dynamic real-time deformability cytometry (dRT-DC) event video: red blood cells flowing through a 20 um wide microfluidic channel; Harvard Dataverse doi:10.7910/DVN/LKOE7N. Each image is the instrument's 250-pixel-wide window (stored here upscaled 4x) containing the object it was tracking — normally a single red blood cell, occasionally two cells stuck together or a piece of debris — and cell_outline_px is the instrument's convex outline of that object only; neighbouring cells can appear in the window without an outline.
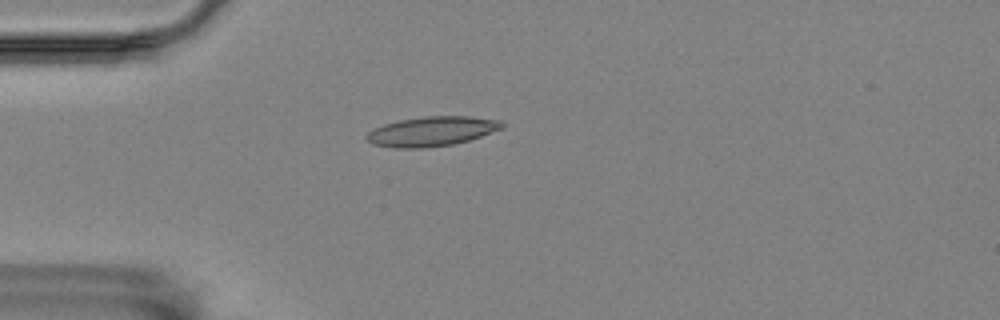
{"species": "Egyptian fruit bat (a non-hibernating species)", "species_latin": "Rousettus aegyptiacus", "temperature_condition": "room temperature", "stored_images_in_passage": 56, "camera_frame_rate_fps": 3000, "um_per_image_px": 0.085, "animal": {"sex": "female"}, "frame": {"image": 1, "passage_image": 15, "time_ms": 4.667, "image_size_px": [1000, 320], "cell_outline_px": [[504, 128], [468, 140], [452, 144], [420, 148], [396, 148], [372, 144], [364, 136], [372, 128], [384, 124], [400, 120], [424, 116], [472, 116], [504, 120]], "centroid_in_image_um": [36.71, 11.15], "position_along_channel_um": 48.3, "area_um2": 23.47}}
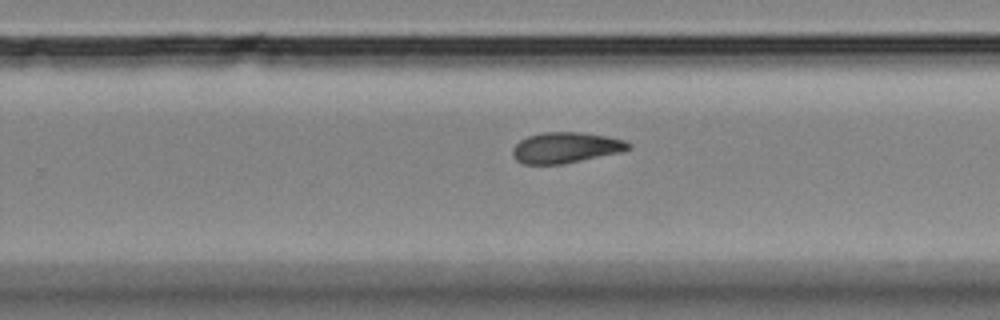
{"frame": {"image": 2, "passage_image": 36, "time_ms": 11.667, "image_size_px": [1000, 320], "cell_outline_px": [[632, 148], [620, 152], [564, 164], [524, 164], [516, 160], [512, 156], [512, 148], [520, 140], [528, 136], [540, 132], [580, 132], [608, 136], [624, 140], [632, 144]], "centroid_in_image_um": [48.08, 12.54], "position_along_channel_um": 281.7, "area_um2": 20.92}}
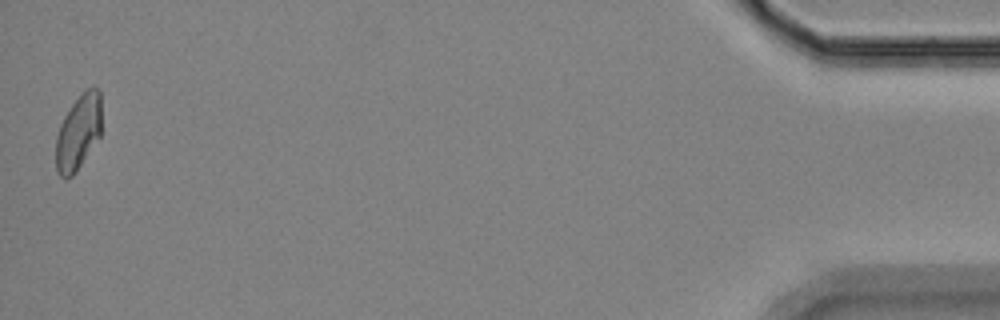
{"frame": {"image": 3, "passage_image": 56, "time_ms": 18.333, "image_size_px": [1000, 320], "cell_outline_px": [[100, 136], [72, 176], [64, 180], [56, 172], [56, 136], [60, 124], [64, 116], [72, 104], [92, 84], [100, 92]], "centroid_in_image_um": [6.64, 11.26], "position_along_channel_um": 428.6, "area_um2": 19.77}, "authors_computed_cell_mechanics": {"area_um2": 21.097, "velocity_mm_per_s": 3.5285, "shape_relaxation_time_tau1_ms": null, "shape_relaxation_time_tau2_ms": 6.3092, "deformation_change_tau1": null, "deformation_change_tau2": 0.1321}}